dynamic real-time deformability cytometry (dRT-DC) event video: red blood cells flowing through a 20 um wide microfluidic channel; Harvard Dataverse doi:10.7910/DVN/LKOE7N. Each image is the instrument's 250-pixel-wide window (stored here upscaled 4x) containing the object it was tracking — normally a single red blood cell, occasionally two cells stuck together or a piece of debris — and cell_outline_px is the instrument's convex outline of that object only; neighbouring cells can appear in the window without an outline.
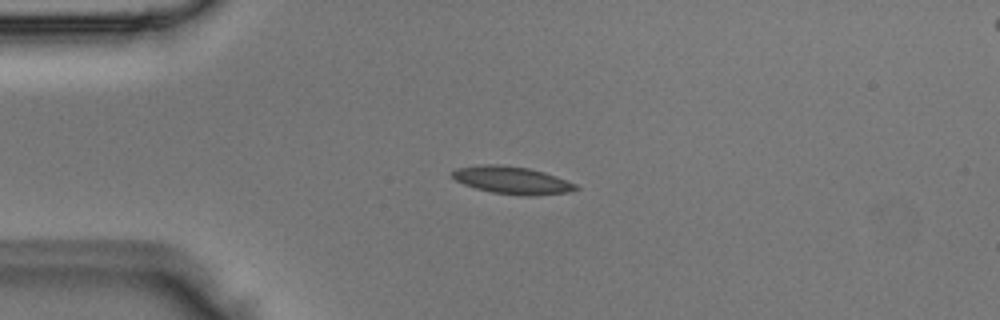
{"species": "Egyptian fruit bat (a non-hibernating species)", "species_latin": "Rousettus aegyptiacus", "temperature_condition": "room temperature", "stored_images_in_passage": 3, "camera_frame_rate_fps": 3000, "um_per_image_px": 0.085, "animal": {"sex": "male"}, "frame": {"image": 1, "passage_image": 1, "time_ms": 0.0, "image_size_px": [1000, 320], "cell_outline_px": [[580, 188], [568, 192], [532, 196], [524, 196], [492, 192], [476, 188], [464, 184], [456, 180], [452, 176], [452, 172], [456, 168], [480, 164], [500, 164], [528, 168], [544, 172], [556, 176], [576, 184]], "centroid_in_image_um": [43.52, 15.31], "position_along_channel_um": 41.5, "area_um2": 19.77}}
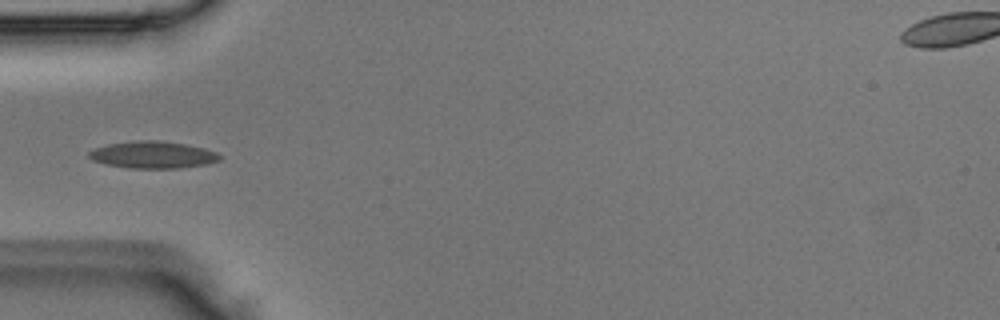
{"frame": {"image": 2, "passage_image": 2, "time_ms": 0.333, "image_size_px": [1000, 320], "cell_outline_px": [[224, 156], [220, 160], [208, 164], [180, 168], [128, 168], [108, 164], [92, 160], [88, 156], [88, 152], [96, 148], [108, 144], [136, 140], [160, 140], [184, 144], [204, 148], [216, 152]], "centroid_in_image_um": [13.03, 13.16], "position_along_channel_um": 72.0, "area_um2": 20.63}}
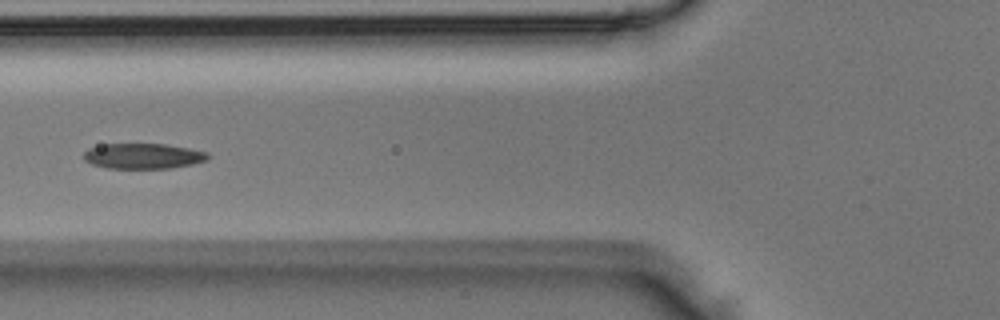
{"frame": {"image": 3, "passage_image": 3, "time_ms": 0.667, "image_size_px": [1000, 320], "cell_outline_px": [[208, 160], [192, 164], [172, 168], [108, 168], [92, 164], [84, 160], [84, 152], [88, 148], [104, 144], [164, 144], [188, 148], [208, 152]], "centroid_in_image_um": [12.16, 13.26], "position_along_channel_um": 113.6, "area_um2": 18.32}}